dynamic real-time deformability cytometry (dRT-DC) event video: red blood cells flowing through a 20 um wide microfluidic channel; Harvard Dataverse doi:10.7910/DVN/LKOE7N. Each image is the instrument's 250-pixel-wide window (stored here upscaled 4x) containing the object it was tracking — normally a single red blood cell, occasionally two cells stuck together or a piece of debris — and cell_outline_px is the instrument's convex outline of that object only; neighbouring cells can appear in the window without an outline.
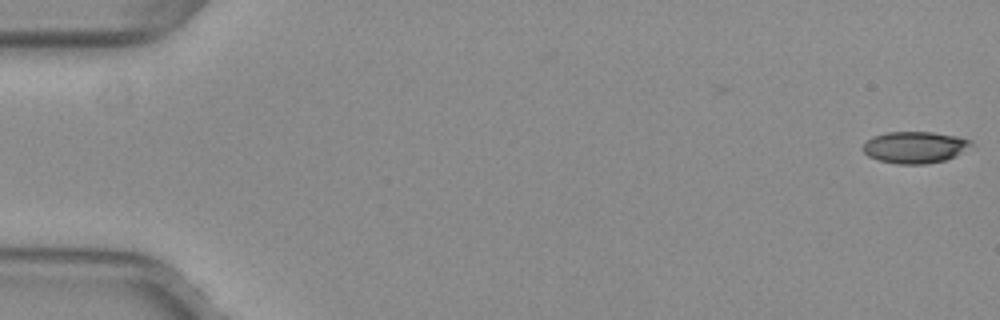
{"species": "common noctule bat (a hibernating species)", "species_latin": "Nyctalus noctula", "temperature_condition": "warm", "stored_images_in_passage": 46, "camera_frame_rate_fps": 3000, "um_per_image_px": 0.085, "animal": {"sex": "female", "body_mass_g": 29.2, "forearm_length_mm": 56.3}, "frame": {"image": 1, "passage_image": 1, "time_ms": 0.0, "image_size_px": [1000, 320], "cell_outline_px": [[972, 144], [956, 156], [944, 160], [924, 164], [900, 164], [880, 160], [868, 156], [864, 152], [864, 144], [872, 136], [888, 132], [932, 132], [956, 136], [972, 140]], "centroid_in_image_um": [77.76, 12.51], "position_along_channel_um": 7.2, "area_um2": 19.71}}
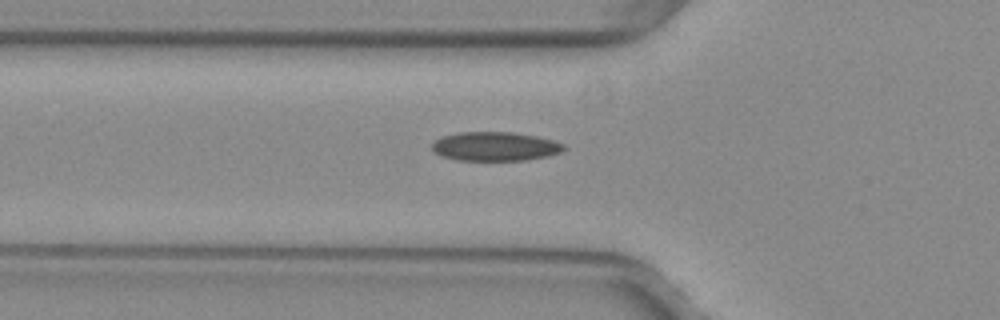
{"frame": {"image": 2, "passage_image": 19, "time_ms": 6.0, "image_size_px": [1000, 320], "cell_outline_px": [[568, 148], [560, 152], [548, 156], [528, 160], [456, 160], [440, 156], [432, 152], [432, 144], [440, 136], [460, 132], [512, 132], [536, 136], [552, 140], [564, 144]], "centroid_in_image_um": [42.06, 12.45], "position_along_channel_um": 83.7, "area_um2": 22.48}}
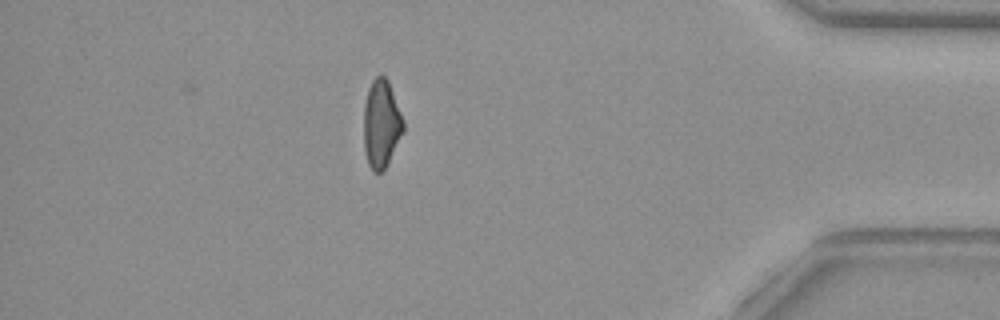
{"frame": {"image": 3, "passage_image": 46, "time_ms": 15.0, "image_size_px": [1000, 320], "cell_outline_px": [[404, 132], [384, 168], [380, 172], [372, 172], [368, 164], [364, 152], [364, 104], [368, 88], [372, 80], [376, 76], [384, 76], [388, 80], [404, 120]], "centroid_in_image_um": [32.4, 10.52], "position_along_channel_um": 402.8, "area_um2": 20.29}, "authors_computed_cell_mechanics": {"area_um2": 21.4149, "velocity_mm_per_s": 4.0195, "shape_relaxation_time_tau1_ms": null, "shape_relaxation_time_tau2_ms": 2.2779, "deformation_change_tau1": null, "deformation_change_tau2": 0.0799}}